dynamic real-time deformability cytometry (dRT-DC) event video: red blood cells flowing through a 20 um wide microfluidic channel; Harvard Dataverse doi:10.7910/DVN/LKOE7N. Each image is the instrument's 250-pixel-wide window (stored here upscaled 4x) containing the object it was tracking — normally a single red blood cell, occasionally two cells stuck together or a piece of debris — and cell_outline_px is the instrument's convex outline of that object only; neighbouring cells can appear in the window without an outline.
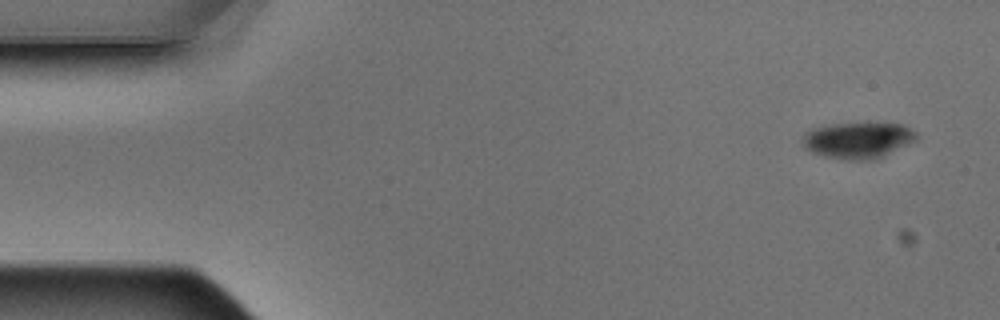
{"species": "Egyptian fruit bat (a non-hibernating species)", "species_latin": "Rousettus aegyptiacus", "temperature_condition": "warm", "stored_images_in_passage": 4, "camera_frame_rate_fps": 3000, "um_per_image_px": 0.085, "animal": {"sex": "male"}, "frame": {"image": 1, "passage_image": 1, "time_ms": 0.0, "image_size_px": [1000, 320], "cell_outline_px": [[920, 136], [916, 140], [872, 160], [844, 160], [824, 156], [812, 152], [804, 148], [804, 136], [812, 128], [832, 124], [868, 120], [904, 124], [912, 128]], "centroid_in_image_um": [72.98, 11.86], "position_along_channel_um": 12.0, "area_um2": 24.68}}
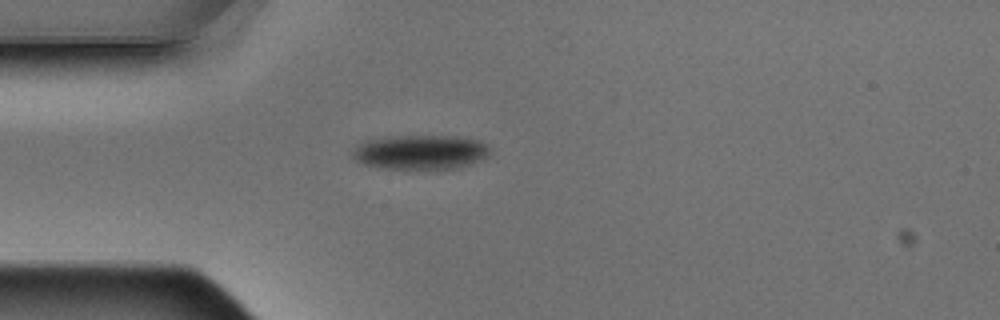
{"frame": {"image": 2, "passage_image": 4, "time_ms": 1.0, "image_size_px": [1000, 320], "cell_outline_px": [[492, 148], [488, 156], [468, 164], [456, 168], [380, 168], [364, 164], [356, 160], [352, 156], [352, 152], [356, 144], [364, 140], [380, 136], [464, 136], [480, 140], [488, 144]], "centroid_in_image_um": [35.72, 12.89], "position_along_channel_um": 49.3, "area_um2": 27.92}}